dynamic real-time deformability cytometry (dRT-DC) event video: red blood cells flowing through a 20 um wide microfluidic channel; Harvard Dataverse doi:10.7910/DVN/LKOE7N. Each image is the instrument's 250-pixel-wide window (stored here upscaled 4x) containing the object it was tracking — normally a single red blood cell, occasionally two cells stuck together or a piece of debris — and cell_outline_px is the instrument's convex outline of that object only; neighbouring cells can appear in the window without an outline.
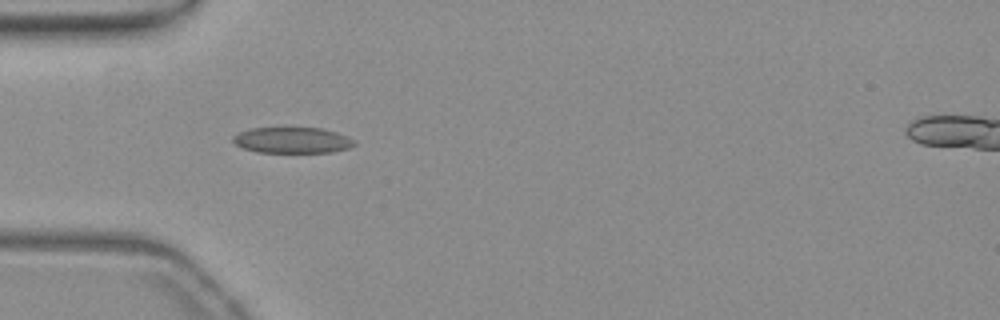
{"species": "common noctule bat (a hibernating species)", "species_latin": "Nyctalus noctula", "temperature_condition": "warm", "stored_images_in_passage": 11, "camera_frame_rate_fps": 3000, "um_per_image_px": 0.085, "animal": {"sex": "female", "body_mass_g": 19.3, "forearm_length_mm": 54.1}, "frame": {"image": 1, "passage_image": 4, "time_ms": 1.0, "image_size_px": [1000, 320], "cell_outline_px": [[356, 144], [352, 148], [332, 152], [256, 152], [240, 148], [232, 140], [232, 136], [240, 132], [252, 128], [320, 128], [336, 132], [356, 140]], "centroid_in_image_um": [24.86, 11.93], "position_along_channel_um": 60.1, "area_um2": 18.44}}
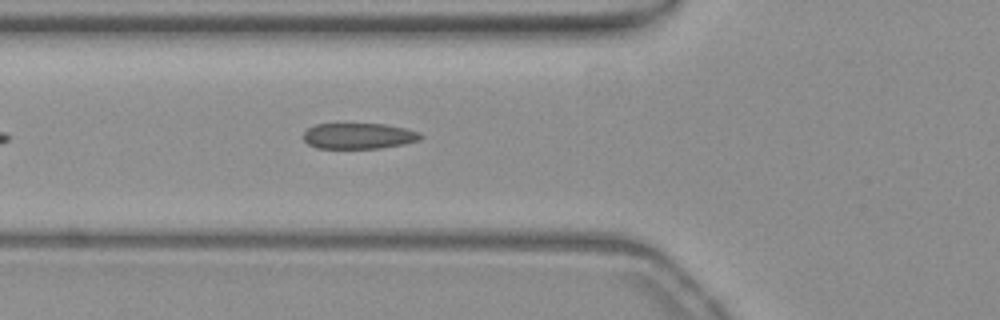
{"frame": {"image": 2, "passage_image": 7, "time_ms": 2.0, "image_size_px": [1000, 320], "cell_outline_px": [[424, 136], [420, 140], [404, 144], [380, 148], [316, 148], [308, 144], [304, 140], [304, 132], [308, 128], [316, 124], [384, 124], [404, 128], [420, 132]], "centroid_in_image_um": [30.51, 11.56], "position_along_channel_um": 95.3, "area_um2": 17.63}}